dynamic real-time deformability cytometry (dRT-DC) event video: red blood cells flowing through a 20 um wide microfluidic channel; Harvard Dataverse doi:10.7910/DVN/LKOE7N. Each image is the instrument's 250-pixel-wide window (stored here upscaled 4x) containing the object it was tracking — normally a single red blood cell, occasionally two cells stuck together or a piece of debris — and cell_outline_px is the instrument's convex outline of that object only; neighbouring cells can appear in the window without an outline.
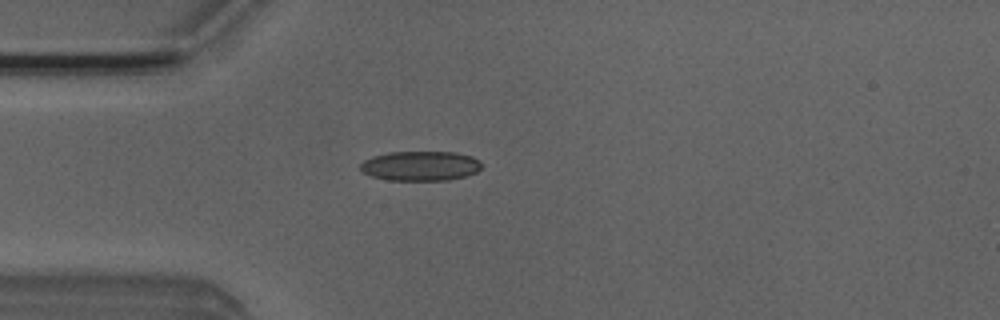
{"species": "Egyptian fruit bat (a non-hibernating species)", "species_latin": "Rousettus aegyptiacus", "temperature_condition": "room temperature", "stored_images_in_passage": 51, "camera_frame_rate_fps": 3000, "um_per_image_px": 0.085, "animal": {"sex": "male"}, "frame": {"image": 1, "passage_image": 14, "time_ms": 4.333, "image_size_px": [1000, 320], "cell_outline_px": [[480, 168], [476, 172], [464, 176], [448, 180], [388, 180], [372, 176], [364, 172], [360, 168], [360, 164], [364, 160], [372, 156], [388, 152], [456, 152], [472, 156], [480, 160]], "centroid_in_image_um": [35.73, 14.09], "position_along_channel_um": 49.3, "area_um2": 20.92}}
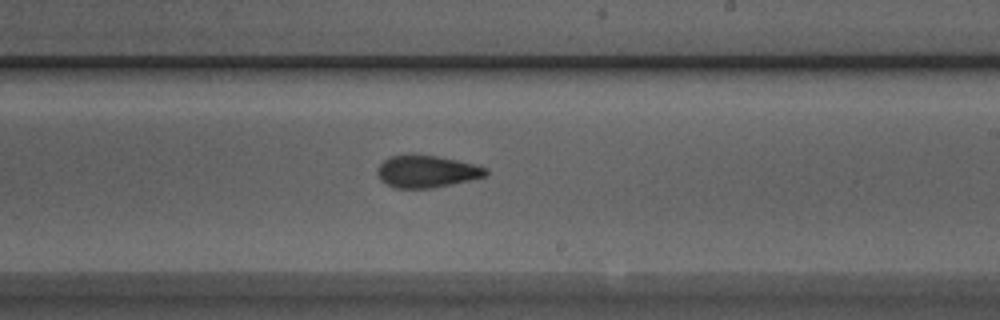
{"frame": {"image": 2, "passage_image": 30, "time_ms": 9.667, "image_size_px": [1000, 320], "cell_outline_px": [[488, 176], [452, 184], [432, 188], [392, 188], [384, 184], [380, 180], [376, 172], [376, 168], [388, 156], [412, 152], [436, 156], [476, 164], [488, 168]], "centroid_in_image_um": [36.23, 14.55], "position_along_channel_um": 252.8, "area_um2": 21.04}}
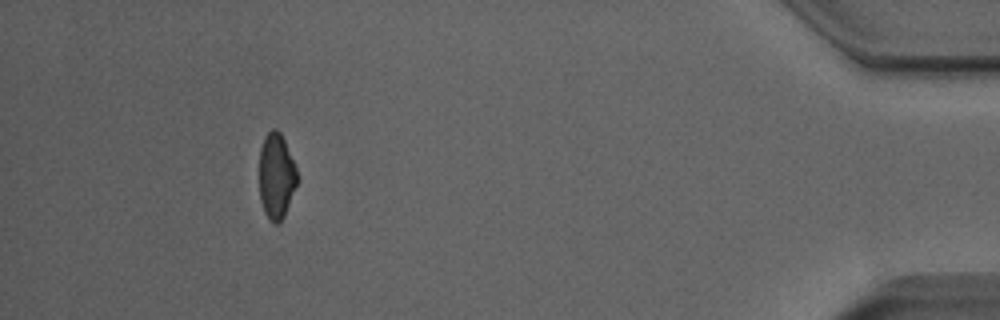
{"frame": {"image": 3, "passage_image": 47, "time_ms": 15.333, "image_size_px": [1000, 320], "cell_outline_px": [[296, 184], [284, 216], [280, 224], [272, 224], [268, 220], [264, 212], [260, 200], [260, 148], [264, 136], [272, 128], [276, 128], [280, 132], [284, 140], [296, 168]], "centroid_in_image_um": [23.46, 14.99], "position_along_channel_um": 411.7, "area_um2": 18.79}, "authors_computed_cell_mechanics": {"area_um2": 20.0566, "velocity_mm_per_s": 3.9897, "shape_relaxation_time_tau1_ms": 5.8905, "shape_relaxation_time_tau2_ms": 2.2294, "deformation_change_tau1": 0.1386, "deformation_change_tau2": 0.0836}}